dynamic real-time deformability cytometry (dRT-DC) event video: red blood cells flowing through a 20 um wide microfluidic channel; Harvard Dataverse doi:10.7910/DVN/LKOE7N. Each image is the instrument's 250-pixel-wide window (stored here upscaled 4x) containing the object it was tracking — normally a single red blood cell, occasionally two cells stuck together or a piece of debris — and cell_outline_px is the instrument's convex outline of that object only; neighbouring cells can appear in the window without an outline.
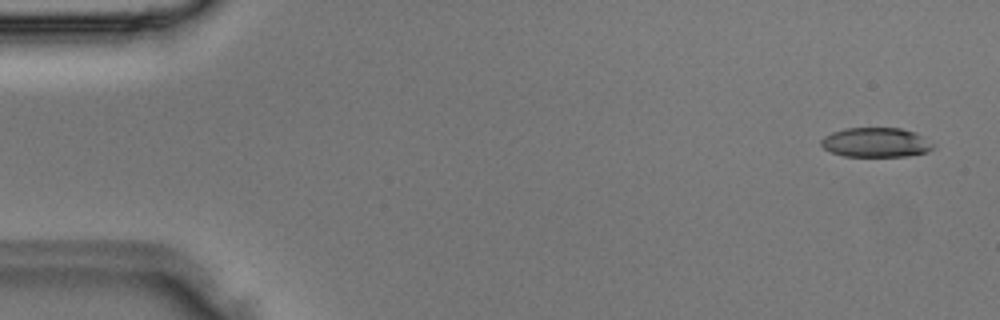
{"species": "Egyptian fruit bat (a non-hibernating species)", "species_latin": "Rousettus aegyptiacus", "temperature_condition": "room temperature", "stored_images_in_passage": 3, "camera_frame_rate_fps": 3000, "um_per_image_px": 0.085, "animal": {"sex": "male"}, "frame": {"image": 1, "passage_image": 1, "time_ms": 0.0, "image_size_px": [1000, 320], "cell_outline_px": [[936, 144], [928, 152], [908, 156], [844, 156], [832, 152], [824, 148], [820, 144], [820, 140], [824, 136], [832, 132], [844, 128], [900, 128], [916, 132], [924, 136]], "centroid_in_image_um": [74.49, 12.1], "position_along_channel_um": 10.5, "area_um2": 19.48}}